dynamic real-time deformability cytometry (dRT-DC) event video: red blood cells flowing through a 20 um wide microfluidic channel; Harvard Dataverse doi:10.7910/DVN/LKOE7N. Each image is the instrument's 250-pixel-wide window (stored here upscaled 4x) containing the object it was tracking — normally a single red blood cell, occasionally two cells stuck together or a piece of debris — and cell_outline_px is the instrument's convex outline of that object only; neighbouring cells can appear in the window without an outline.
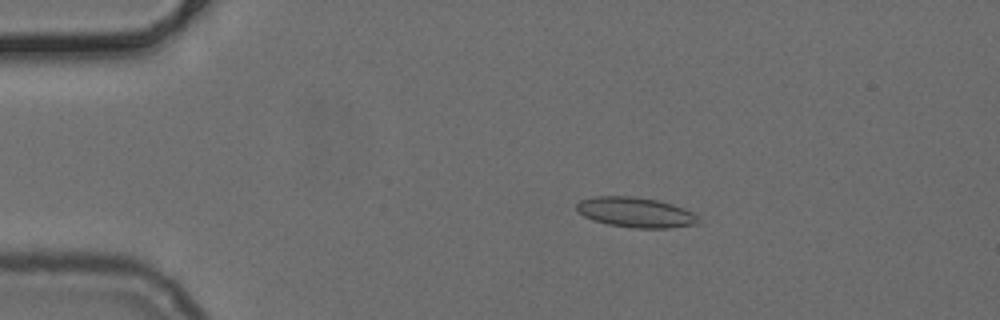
{"species": "common noctule bat (a hibernating species)", "species_latin": "Nyctalus noctula", "temperature_condition": "cold", "stored_images_in_passage": 52, "camera_frame_rate_fps": 3000, "um_per_image_px": 0.085, "animal": {"sex": "female", "body_mass_g": 24.6, "forearm_length_mm": 56.2}, "frame": {"image": 1, "passage_image": 10, "time_ms": 3.0, "image_size_px": [1000, 320], "cell_outline_px": [[700, 220], [696, 224], [668, 228], [632, 228], [608, 224], [592, 220], [584, 216], [576, 208], [576, 204], [580, 200], [596, 196], [632, 196], [656, 200], [672, 204], [684, 208], [692, 212]], "centroid_in_image_um": [54.01, 18.05], "position_along_channel_um": 31.0, "area_um2": 21.27}}
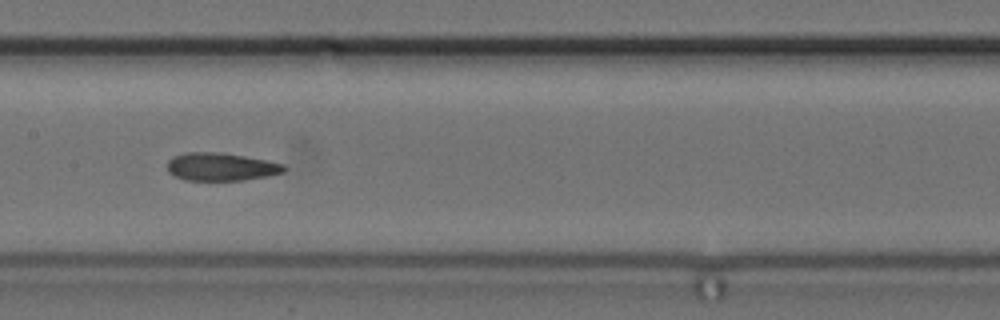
{"frame": {"image": 2, "passage_image": 26, "time_ms": 8.333, "image_size_px": [1000, 320], "cell_outline_px": [[288, 168], [284, 172], [268, 176], [244, 180], [184, 180], [168, 172], [168, 160], [172, 156], [184, 152], [224, 152], [284, 164]], "centroid_in_image_um": [18.78, 14.17], "position_along_channel_um": 188.6, "area_um2": 19.13}}
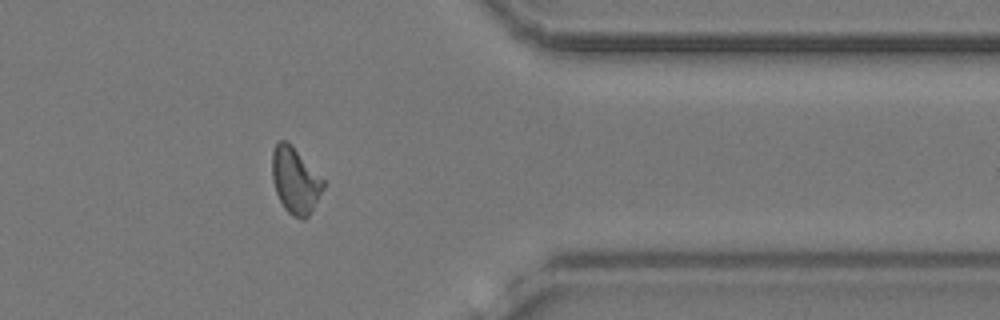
{"frame": {"image": 3, "passage_image": 42, "time_ms": 13.667, "image_size_px": [1000, 320], "cell_outline_px": [[324, 188], [308, 216], [304, 220], [300, 220], [292, 216], [284, 208], [276, 192], [272, 180], [272, 152], [276, 144], [280, 140], [284, 140], [292, 144], [324, 180]], "centroid_in_image_um": [25.08, 15.34], "position_along_channel_um": 386.3, "area_um2": 19.71}}